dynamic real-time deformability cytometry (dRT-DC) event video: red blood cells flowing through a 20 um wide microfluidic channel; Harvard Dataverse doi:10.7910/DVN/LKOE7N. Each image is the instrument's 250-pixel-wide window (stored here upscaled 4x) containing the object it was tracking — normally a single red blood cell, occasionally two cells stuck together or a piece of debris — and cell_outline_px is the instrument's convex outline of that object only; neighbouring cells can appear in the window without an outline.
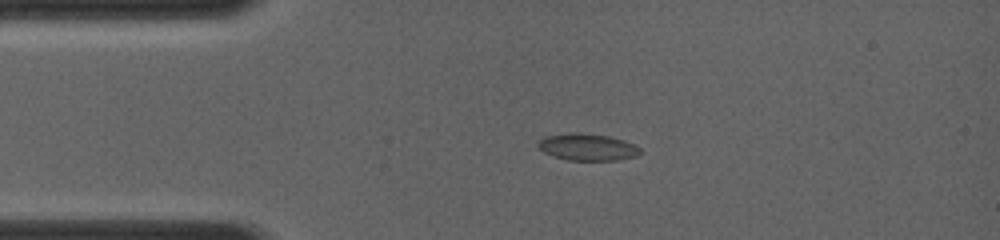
{"species": "common noctule bat (a hibernating species)", "species_latin": "Nyctalus noctula", "temperature_condition": "room temperature", "stored_images_in_passage": 8, "camera_frame_rate_fps": 4000, "um_per_image_px": 0.085, "animal": {"sex": "female", "body_mass_g": 19.0, "forearm_length_mm": 56.7}, "frame": {"image": 1, "passage_image": 7, "time_ms": 2.75, "image_size_px": [1000, 240], "cell_outline_px": [[640, 152], [636, 156], [616, 160], [568, 160], [544, 152], [536, 144], [536, 140], [544, 136], [568, 132], [580, 132], [608, 136], [624, 140], [640, 148]], "centroid_in_image_um": [49.88, 12.48], "position_along_channel_um": 35.1, "area_um2": 16.01}}